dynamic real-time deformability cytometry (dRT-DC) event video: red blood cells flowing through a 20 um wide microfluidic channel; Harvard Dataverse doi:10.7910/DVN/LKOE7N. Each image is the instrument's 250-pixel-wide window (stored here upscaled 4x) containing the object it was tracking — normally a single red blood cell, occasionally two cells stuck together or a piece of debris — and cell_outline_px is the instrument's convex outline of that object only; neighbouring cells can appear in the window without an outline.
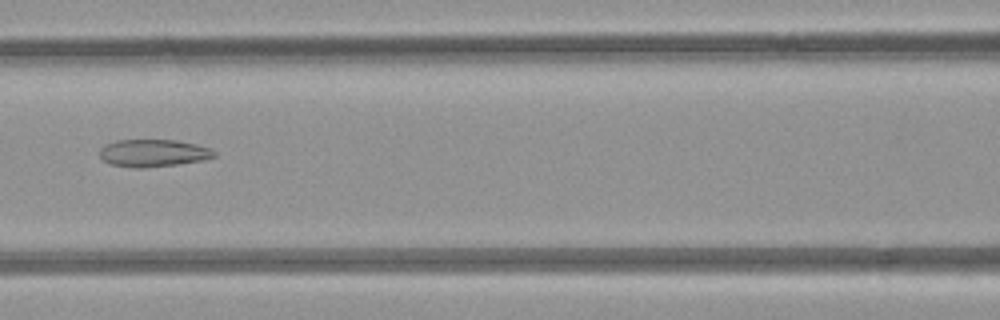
{"species": "common noctule bat (a hibernating species)", "species_latin": "Nyctalus noctula", "temperature_condition": "room temperature", "stored_images_in_passage": 6, "camera_frame_rate_fps": 3000, "um_per_image_px": 0.085, "animal": {"sex": "female", "body_mass_g": 21.9}, "frame": {"image": 1, "passage_image": 6, "time_ms": 6.667, "image_size_px": [1000, 320], "cell_outline_px": [[216, 156], [204, 160], [176, 164], [144, 168], [132, 168], [112, 164], [104, 160], [100, 156], [100, 148], [104, 144], [116, 140], [176, 140], [196, 144], [208, 148], [216, 152]], "centroid_in_image_um": [13.01, 13.01], "position_along_channel_um": 153.6, "area_um2": 18.26}}